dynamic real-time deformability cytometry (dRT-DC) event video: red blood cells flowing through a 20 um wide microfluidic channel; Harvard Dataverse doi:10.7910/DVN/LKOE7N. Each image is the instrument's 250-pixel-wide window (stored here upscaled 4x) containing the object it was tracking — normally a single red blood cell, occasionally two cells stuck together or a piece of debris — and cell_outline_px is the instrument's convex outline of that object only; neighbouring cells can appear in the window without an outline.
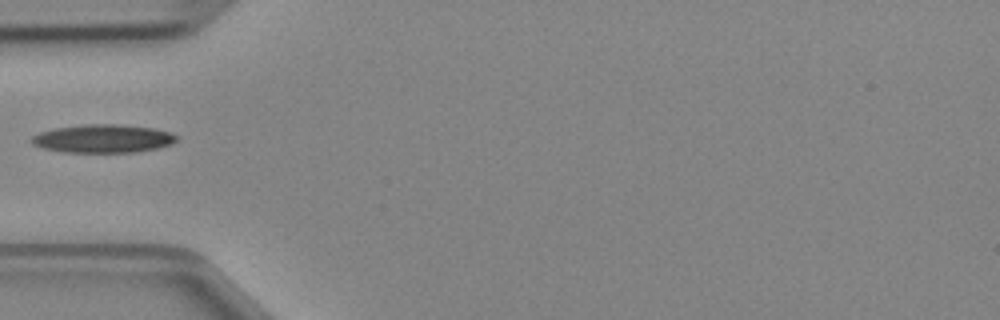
{"species": "Egyptian fruit bat (a non-hibernating species)", "species_latin": "Rousettus aegyptiacus", "temperature_condition": "cold", "stored_images_in_passage": 33, "camera_frame_rate_fps": 3000, "um_per_image_px": 0.085, "animal": {"sex": "female"}, "frame": {"image": 1, "passage_image": 1, "time_ms": 0.0, "image_size_px": [1000, 320], "cell_outline_px": [[180, 136], [172, 144], [156, 148], [136, 152], [60, 152], [44, 148], [32, 144], [32, 136], [40, 132], [56, 128], [88, 124], [112, 124], [152, 128], [172, 132]], "centroid_in_image_um": [8.79, 11.78], "position_along_channel_um": 76.2, "area_um2": 23.76}}
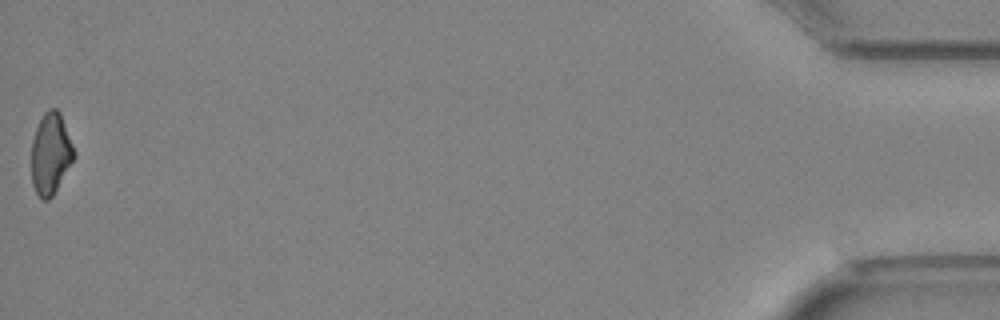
{"frame": {"image": 2, "passage_image": 33, "time_ms": 10.667, "image_size_px": [1000, 320], "cell_outline_px": [[76, 156], [52, 196], [48, 200], [40, 200], [32, 184], [32, 140], [36, 128], [44, 112], [48, 108], [56, 108], [60, 112], [76, 152]], "centroid_in_image_um": [4.31, 13.06], "position_along_channel_um": 430.9, "area_um2": 20.23}}